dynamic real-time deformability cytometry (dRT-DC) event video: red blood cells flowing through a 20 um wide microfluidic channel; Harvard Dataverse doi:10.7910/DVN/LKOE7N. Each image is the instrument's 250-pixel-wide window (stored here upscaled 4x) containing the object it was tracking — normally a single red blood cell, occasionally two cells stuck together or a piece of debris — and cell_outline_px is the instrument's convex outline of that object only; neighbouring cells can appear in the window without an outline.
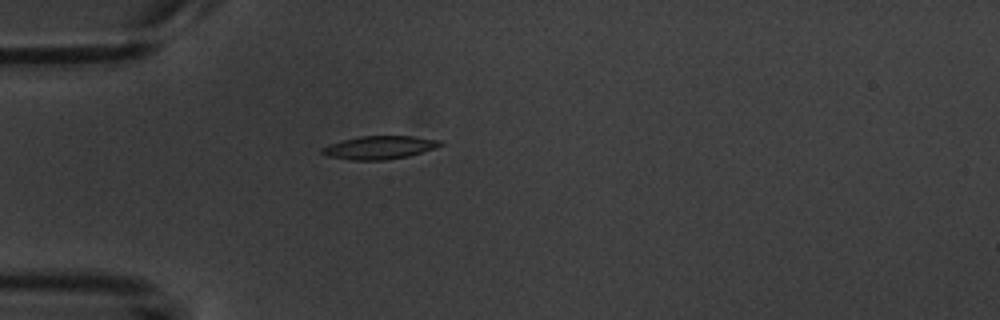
{"species": "common noctule bat (a hibernating species)", "species_latin": "Nyctalus noctula", "temperature_condition": "warm", "stored_images_in_passage": 1, "camera_frame_rate_fps": 3000, "um_per_image_px": 0.085, "animal": {"sex": "male", "body_mass_g": 20.1, "forearm_length_mm": 53.5}, "frame": {"image": 1, "passage_image": 1, "time_ms": 0.0, "image_size_px": [1000, 320], "cell_outline_px": [[444, 144], [436, 148], [408, 156], [384, 160], [352, 160], [324, 156], [320, 152], [320, 148], [328, 144], [360, 136], [412, 136], [440, 140]], "centroid_in_image_um": [32.22, 12.54], "position_along_channel_um": 52.8, "area_um2": 16.07}}